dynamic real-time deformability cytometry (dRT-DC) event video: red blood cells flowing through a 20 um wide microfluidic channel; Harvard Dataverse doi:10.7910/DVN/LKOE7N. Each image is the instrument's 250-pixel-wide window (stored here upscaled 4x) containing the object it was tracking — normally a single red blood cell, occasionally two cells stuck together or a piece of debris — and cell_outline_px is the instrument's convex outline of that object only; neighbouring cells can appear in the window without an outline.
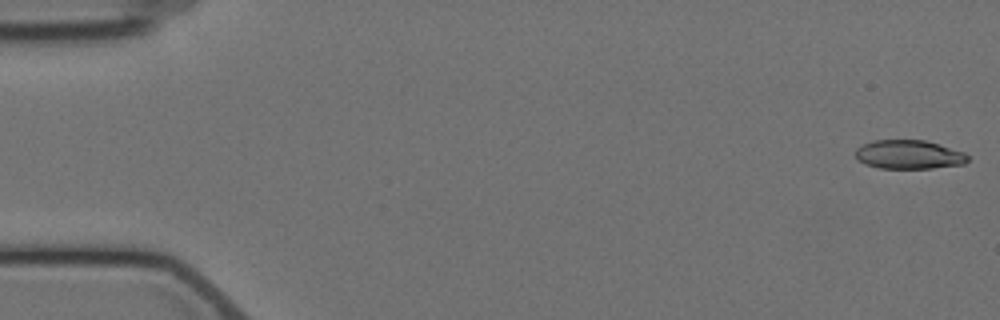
{"species": "Egyptian fruit bat (a non-hibernating species)", "species_latin": "Rousettus aegyptiacus", "temperature_condition": "cold", "stored_images_in_passage": 5, "camera_frame_rate_fps": 3000, "um_per_image_px": 0.085, "animal": {"sex": "female"}, "frame": {"image": 1, "passage_image": 1, "time_ms": 0.0, "image_size_px": [1000, 320], "cell_outline_px": [[968, 160], [964, 164], [932, 168], [880, 168], [864, 164], [856, 156], [856, 148], [872, 140], [924, 140], [964, 152], [968, 156]], "centroid_in_image_um": [77.25, 13.14], "position_along_channel_um": 7.8, "area_um2": 18.73}}
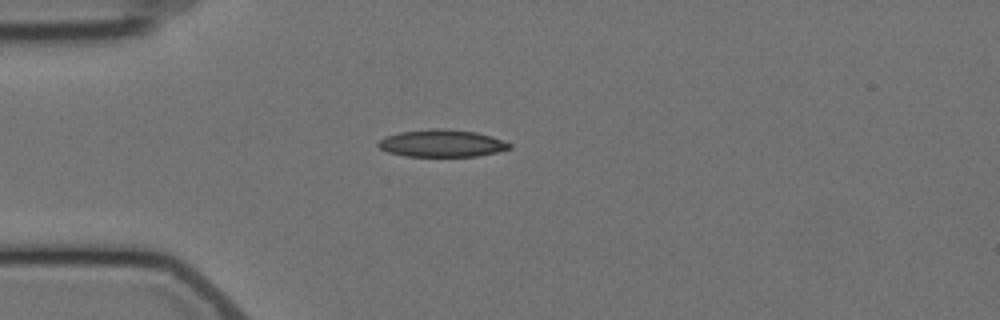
{"frame": {"image": 2, "passage_image": 5, "time_ms": 4.667, "image_size_px": [1000, 320], "cell_outline_px": [[512, 148], [496, 152], [476, 156], [404, 156], [388, 152], [380, 148], [376, 144], [380, 140], [388, 136], [400, 132], [432, 128], [440, 128], [476, 132], [492, 136], [512, 144]], "centroid_in_image_um": [37.57, 12.18], "position_along_channel_um": 47.4, "area_um2": 20.75}}